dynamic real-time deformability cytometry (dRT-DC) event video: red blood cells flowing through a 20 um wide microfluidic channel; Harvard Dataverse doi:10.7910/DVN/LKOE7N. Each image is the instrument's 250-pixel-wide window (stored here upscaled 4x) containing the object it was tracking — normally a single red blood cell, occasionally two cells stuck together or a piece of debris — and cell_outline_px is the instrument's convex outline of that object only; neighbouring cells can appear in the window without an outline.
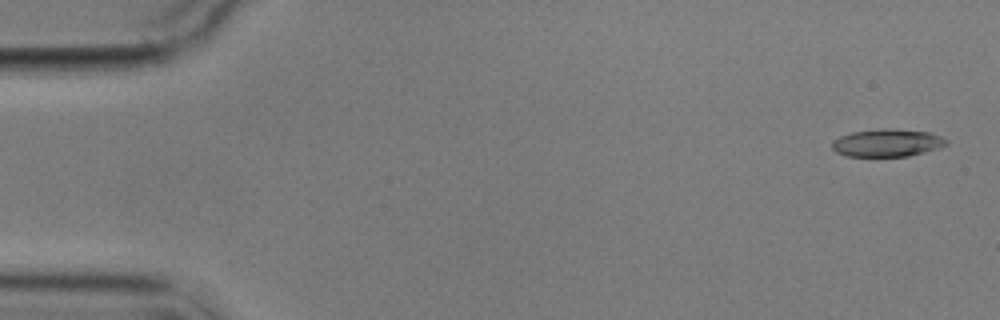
{"species": "common noctule bat (a hibernating species)", "species_latin": "Nyctalus noctula", "temperature_condition": "cold", "stored_images_in_passage": 4, "camera_frame_rate_fps": 3000, "um_per_image_px": 0.085, "animal": {"sex": "male", "body_mass_g": 17.9}, "frame": {"image": 1, "passage_image": 1, "time_ms": 0.0, "image_size_px": [1000, 320], "cell_outline_px": [[948, 144], [936, 148], [908, 156], [848, 156], [836, 152], [832, 148], [832, 140], [840, 136], [852, 132], [888, 128], [928, 132], [940, 136], [948, 140]], "centroid_in_image_um": [75.38, 12.14], "position_along_channel_um": 9.6, "area_um2": 18.15}}
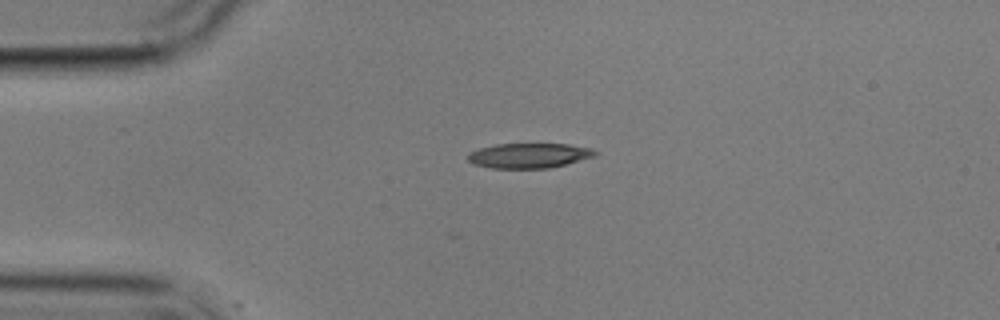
{"frame": {"image": 2, "passage_image": 4, "time_ms": 3.667, "image_size_px": [1000, 320], "cell_outline_px": [[596, 156], [548, 168], [492, 168], [476, 164], [468, 160], [468, 156], [472, 152], [480, 148], [496, 144], [568, 144], [592, 148], [596, 152]], "centroid_in_image_um": [45.0, 13.22], "position_along_channel_um": 40.0, "area_um2": 18.15}}